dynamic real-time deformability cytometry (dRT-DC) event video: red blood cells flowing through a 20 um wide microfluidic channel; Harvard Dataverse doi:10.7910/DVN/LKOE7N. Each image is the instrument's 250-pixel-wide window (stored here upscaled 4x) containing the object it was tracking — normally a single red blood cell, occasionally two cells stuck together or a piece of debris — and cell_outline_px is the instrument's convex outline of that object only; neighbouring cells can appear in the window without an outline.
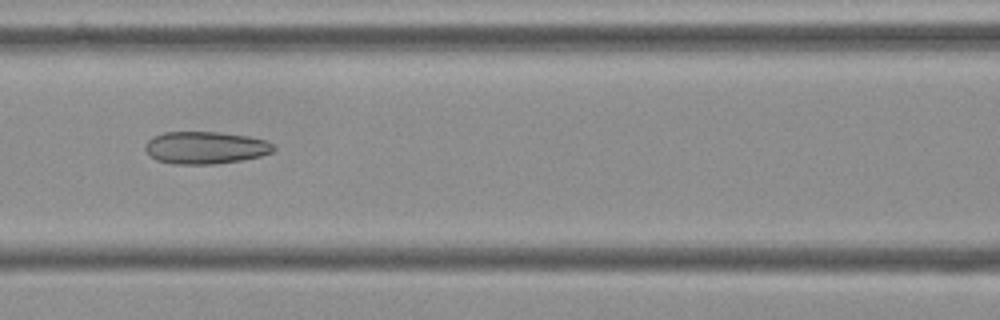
{"species": "Egyptian fruit bat (a non-hibernating species)", "species_latin": "Rousettus aegyptiacus", "temperature_condition": "cold", "stored_images_in_passage": 6, "camera_frame_rate_fps": 3000, "um_per_image_px": 0.085, "frame": {"image": 1, "passage_image": 5, "time_ms": 1.333, "image_size_px": [1000, 320], "cell_outline_px": [[276, 148], [272, 152], [260, 156], [240, 160], [216, 164], [172, 164], [156, 160], [144, 148], [144, 144], [152, 136], [164, 132], [216, 132], [248, 136], [264, 140], [272, 144]], "centroid_in_image_um": [17.43, 12.55], "position_along_channel_um": 149.2, "area_um2": 24.16}}
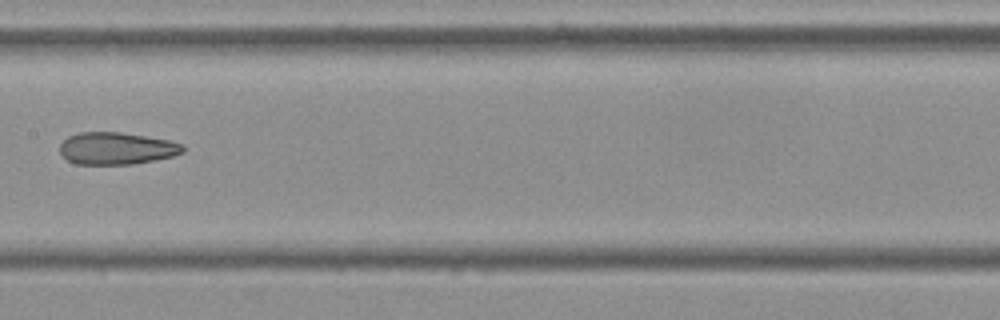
{"frame": {"image": 2, "passage_image": 6, "time_ms": 1.667, "image_size_px": [1000, 320], "cell_outline_px": [[184, 152], [172, 156], [132, 164], [76, 164], [68, 160], [60, 152], [60, 144], [68, 136], [80, 132], [120, 132], [172, 140], [184, 144]], "centroid_in_image_um": [9.93, 12.6], "position_along_channel_um": 197.5, "area_um2": 23.06}}